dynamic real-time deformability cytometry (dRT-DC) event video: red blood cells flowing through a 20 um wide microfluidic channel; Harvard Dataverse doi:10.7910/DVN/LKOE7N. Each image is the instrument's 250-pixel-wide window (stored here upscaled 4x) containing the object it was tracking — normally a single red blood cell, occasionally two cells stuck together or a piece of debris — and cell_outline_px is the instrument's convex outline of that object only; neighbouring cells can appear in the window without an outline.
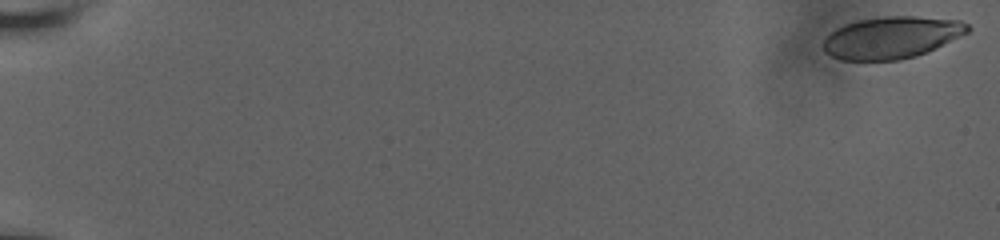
{"species": "human", "species_latin": "Homo sapiens", "temperature_condition": "room temperature", "stored_images_in_passage": 42, "camera_frame_rate_fps": 3000, "um_per_image_px": 0.085, "donor": {"sex": "male"}, "frame": {"image": 1, "passage_image": 1, "time_ms": 0.0, "image_size_px": [1000, 240], "cell_outline_px": [[972, 28], [968, 32], [928, 52], [916, 56], [900, 60], [840, 60], [824, 52], [820, 44], [836, 28], [860, 20], [884, 16], [916, 16], [960, 20], [968, 24]], "centroid_in_image_um": [75.79, 3.19], "position_along_channel_um": 9.2, "area_um2": 35.37}}
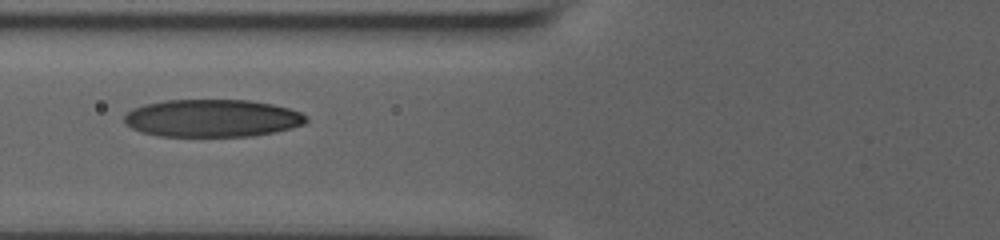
{"frame": {"image": 2, "passage_image": 32, "time_ms": 8.333, "image_size_px": [1000, 240], "cell_outline_px": [[308, 120], [304, 124], [292, 128], [276, 132], [252, 136], [160, 136], [140, 132], [124, 124], [124, 116], [132, 108], [144, 104], [164, 100], [248, 100], [272, 104], [288, 108], [300, 112], [308, 116]], "centroid_in_image_um": [18.03, 10.05], "position_along_channel_um": 107.8, "area_um2": 40.11}}
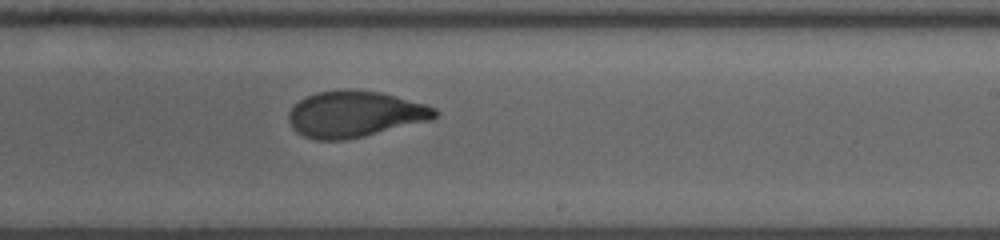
{"frame": {"image": 3, "passage_image": 42, "time_ms": 12.333, "image_size_px": [1000, 240], "cell_outline_px": [[440, 112], [432, 120], [364, 136], [344, 140], [316, 140], [304, 136], [296, 132], [292, 128], [288, 120], [288, 112], [300, 100], [316, 92], [380, 92], [396, 96], [424, 104], [436, 108]], "centroid_in_image_um": [30.18, 9.74], "position_along_channel_um": 258.8, "area_um2": 38.61}}